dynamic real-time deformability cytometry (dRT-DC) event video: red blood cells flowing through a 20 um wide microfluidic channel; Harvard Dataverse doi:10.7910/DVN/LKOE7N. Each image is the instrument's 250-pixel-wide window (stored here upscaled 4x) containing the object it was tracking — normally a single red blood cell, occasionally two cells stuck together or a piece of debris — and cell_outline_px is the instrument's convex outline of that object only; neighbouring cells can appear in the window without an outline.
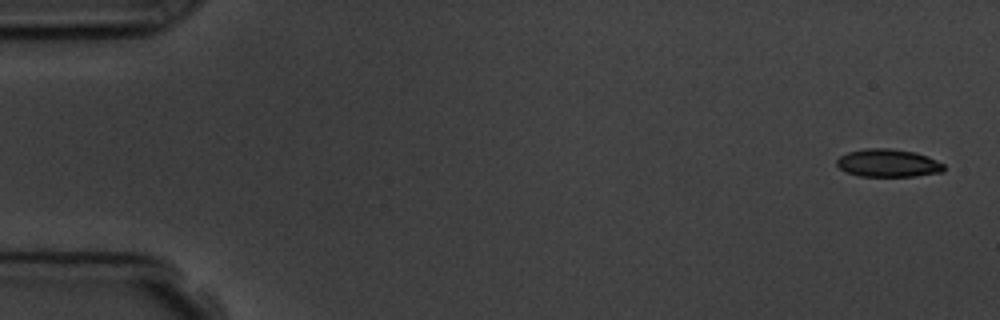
{"species": "common noctule bat (a hibernating species)", "species_latin": "Nyctalus noctula", "temperature_condition": "room temperature", "stored_images_in_passage": 5, "camera_frame_rate_fps": 3000, "um_per_image_px": 0.085, "animal": {"sex": "male", "body_mass_g": 19.5, "forearm_length_mm": 54.6}, "frame": {"image": 1, "passage_image": 1, "time_ms": 0.0, "image_size_px": [1000, 320], "cell_outline_px": [[944, 172], [916, 176], [860, 176], [844, 172], [836, 164], [836, 160], [840, 156], [848, 152], [864, 148], [888, 148], [916, 152], [928, 156], [944, 164]], "centroid_in_image_um": [75.48, 13.86], "position_along_channel_um": 9.5, "area_um2": 17.57}}
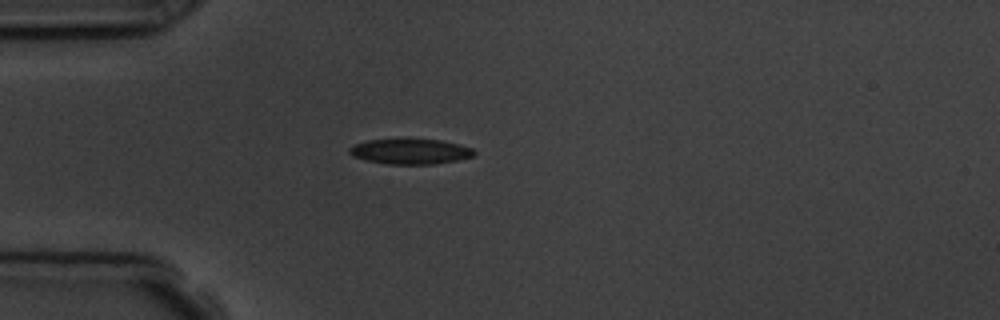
{"frame": {"image": 2, "passage_image": 4, "time_ms": 4.333, "image_size_px": [1000, 320], "cell_outline_px": [[476, 152], [472, 156], [456, 160], [432, 164], [388, 164], [368, 160], [352, 156], [348, 152], [348, 148], [356, 144], [368, 140], [440, 140], [460, 144], [472, 148]], "centroid_in_image_um": [34.88, 12.88], "position_along_channel_um": 50.1, "area_um2": 17.98}}